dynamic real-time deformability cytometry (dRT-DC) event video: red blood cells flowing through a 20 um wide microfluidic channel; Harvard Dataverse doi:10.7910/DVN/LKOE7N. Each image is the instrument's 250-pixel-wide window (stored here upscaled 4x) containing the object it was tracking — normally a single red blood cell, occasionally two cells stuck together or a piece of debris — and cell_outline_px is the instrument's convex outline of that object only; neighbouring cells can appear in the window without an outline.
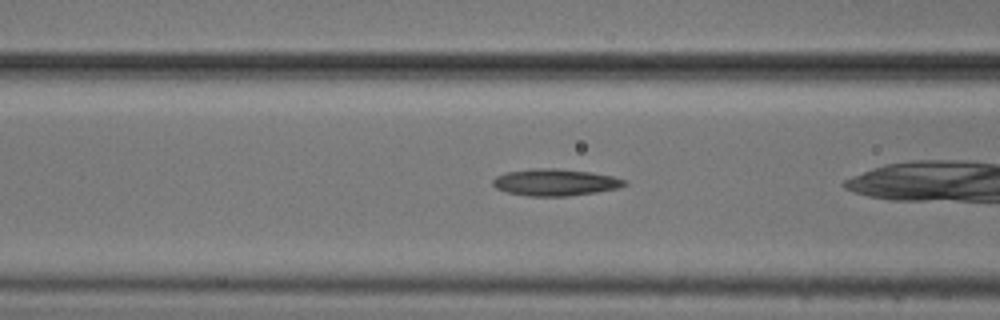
{"species": "common noctule bat (a hibernating species)", "species_latin": "Nyctalus noctula", "temperature_condition": "cold", "stored_images_in_passage": 33, "camera_frame_rate_fps": 3000, "um_per_image_px": 0.085, "animal": {"sex": "male", "body_mass_g": 20.5, "forearm_length_mm": 52.5}, "frame": {"image": 1, "passage_image": 12, "time_ms": 3.667, "image_size_px": [1000, 320], "cell_outline_px": [[628, 184], [616, 188], [596, 192], [568, 196], [528, 196], [508, 192], [496, 188], [492, 184], [492, 180], [496, 176], [508, 172], [532, 168], [556, 168], [592, 172], [612, 176], [628, 180]], "centroid_in_image_um": [47.2, 15.49], "position_along_channel_um": 119.4, "area_um2": 20.58}}
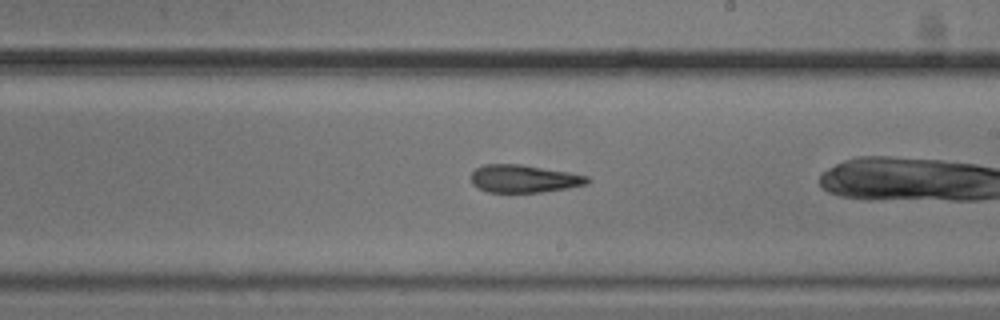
{"frame": {"image": 2, "passage_image": 22, "time_ms": 7.0, "image_size_px": [1000, 320], "cell_outline_px": [[592, 180], [588, 184], [568, 188], [540, 192], [488, 192], [472, 184], [472, 172], [476, 168], [484, 164], [520, 164], [568, 172], [588, 176]], "centroid_in_image_um": [44.56, 15.19], "position_along_channel_um": 244.4, "area_um2": 18.73}}
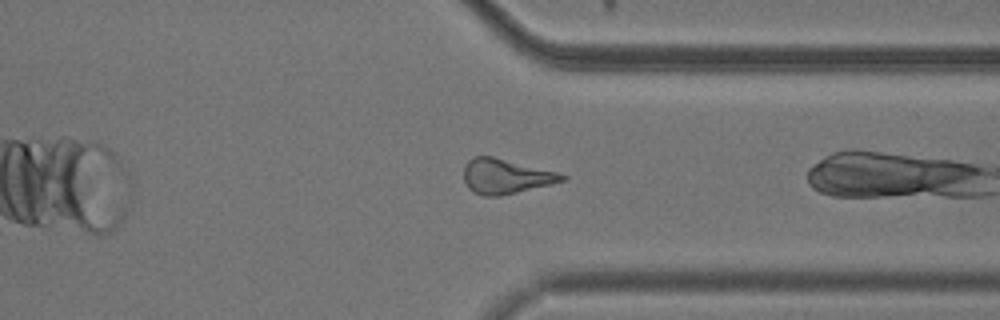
{"frame": {"image": 3, "passage_image": 32, "time_ms": 10.333, "image_size_px": [1000, 320], "cell_outline_px": [[568, 176], [564, 180], [500, 196], [484, 196], [472, 192], [468, 188], [464, 180], [464, 164], [472, 156], [492, 156], [560, 172]], "centroid_in_image_um": [42.94, 14.97], "position_along_channel_um": 368.5, "area_um2": 19.94}}